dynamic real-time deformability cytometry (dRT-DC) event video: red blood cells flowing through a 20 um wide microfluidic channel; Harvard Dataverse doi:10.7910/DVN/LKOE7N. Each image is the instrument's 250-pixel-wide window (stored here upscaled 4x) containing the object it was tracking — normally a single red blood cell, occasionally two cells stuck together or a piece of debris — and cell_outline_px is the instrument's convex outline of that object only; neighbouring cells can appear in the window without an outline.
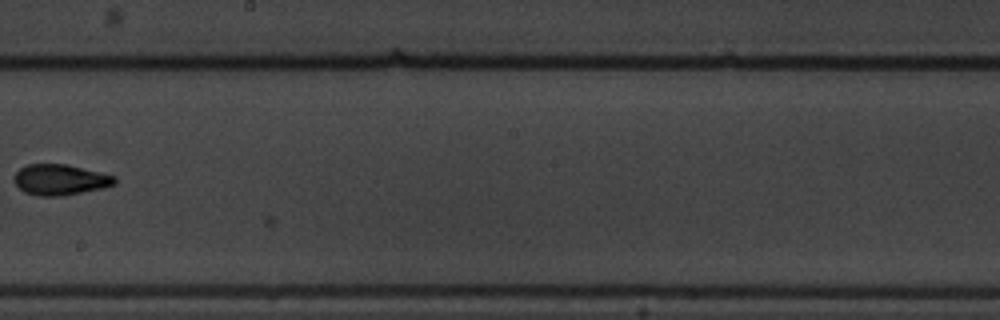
{"species": "common noctule bat (a hibernating species)", "species_latin": "Nyctalus noctula", "temperature_condition": "warm", "stored_images_in_passage": 6, "camera_frame_rate_fps": 3000, "um_per_image_px": 0.085, "animal": {"sex": "male", "body_mass_g": 19.5, "forearm_length_mm": 54.6}, "frame": {"image": 1, "passage_image": 6, "time_ms": 1.667, "image_size_px": [1000, 320], "cell_outline_px": [[116, 184], [104, 188], [64, 196], [36, 196], [24, 192], [12, 180], [12, 176], [20, 168], [28, 164], [68, 164], [116, 176]], "centroid_in_image_um": [5.11, 15.28], "position_along_channel_um": 243.1, "area_um2": 18.32}}